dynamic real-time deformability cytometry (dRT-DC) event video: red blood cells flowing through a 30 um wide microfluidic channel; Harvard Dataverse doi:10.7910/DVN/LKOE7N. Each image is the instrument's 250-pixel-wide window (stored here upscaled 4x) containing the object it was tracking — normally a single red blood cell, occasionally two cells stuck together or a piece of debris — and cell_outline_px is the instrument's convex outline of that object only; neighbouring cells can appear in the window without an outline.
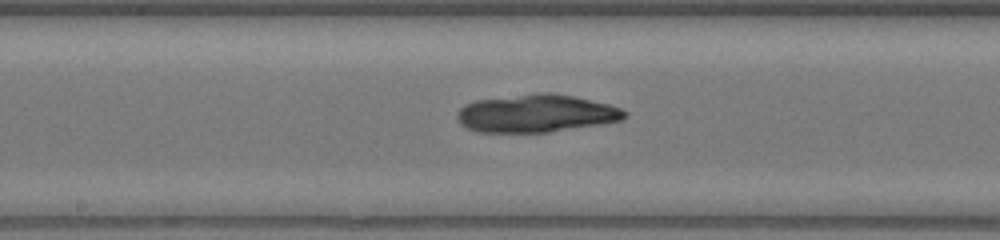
{"species": "common noctule bat (a hibernating species)", "species_latin": "Nyctalus noctula", "temperature_condition": "warm", "stored_images_in_passage": 31, "camera_frame_rate_fps": 3000, "um_per_image_px": 0.085, "animal": {"sex": "female", "body_mass_g": 17.0, "forearm_length_mm": 48.0}, "frame": {"image": 1, "passage_image": 10, "time_ms": 3.0, "image_size_px": [1000, 240], "cell_outline_px": [[628, 116], [624, 120], [600, 124], [548, 132], [476, 132], [468, 128], [456, 116], [460, 108], [476, 100], [536, 92], [552, 92], [572, 96], [608, 104], [620, 108], [628, 112]], "centroid_in_image_um": [45.62, 9.63], "position_along_channel_um": 202.6, "area_um2": 36.76}}
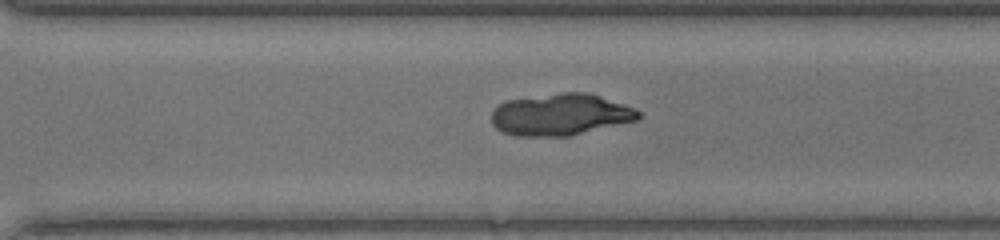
{"frame": {"image": 2, "passage_image": 18, "time_ms": 5.667, "image_size_px": [1000, 240], "cell_outline_px": [[640, 116], [636, 120], [568, 136], [516, 136], [504, 132], [496, 128], [492, 124], [492, 112], [500, 104], [508, 100], [564, 92], [584, 92], [600, 96], [636, 108], [640, 112]], "centroid_in_image_um": [47.64, 9.74], "position_along_channel_um": 323.0, "area_um2": 35.32}}
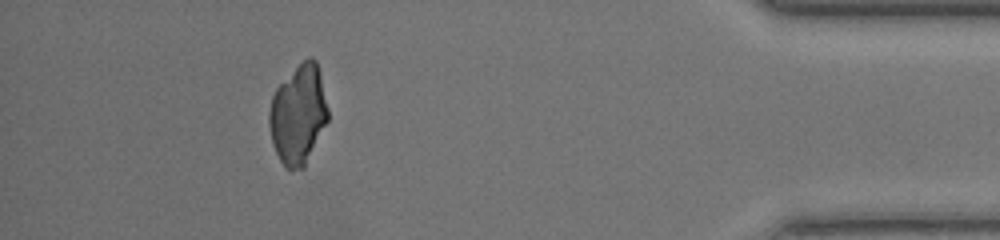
{"frame": {"image": 3, "passage_image": 27, "time_ms": 8.667, "image_size_px": [1000, 240], "cell_outline_px": [[328, 120], [304, 168], [284, 168], [272, 144], [268, 124], [268, 112], [272, 96], [276, 88], [308, 56], [312, 56], [316, 60], [320, 72], [328, 108]], "centroid_in_image_um": [25.34, 9.74], "position_along_channel_um": 409.9, "area_um2": 33.93}}